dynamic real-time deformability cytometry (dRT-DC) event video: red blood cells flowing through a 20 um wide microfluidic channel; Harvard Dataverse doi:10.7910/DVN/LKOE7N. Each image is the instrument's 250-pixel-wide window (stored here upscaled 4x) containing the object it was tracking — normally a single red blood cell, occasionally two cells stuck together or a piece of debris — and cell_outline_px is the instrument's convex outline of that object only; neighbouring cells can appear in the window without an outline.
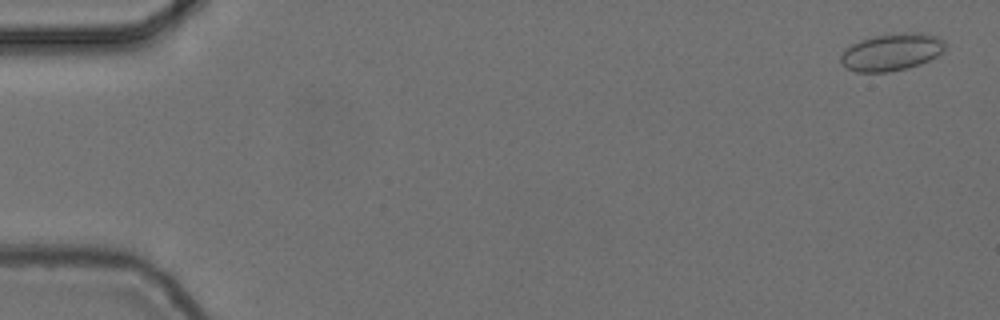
{"species": "common noctule bat (a hibernating species)", "species_latin": "Nyctalus noctula", "temperature_condition": "cold", "stored_images_in_passage": 56, "camera_frame_rate_fps": 3000, "um_per_image_px": 0.085, "animal": {"sex": "female", "body_mass_g": 24.6, "forearm_length_mm": 56.2}, "frame": {"image": 1, "passage_image": 2, "time_ms": 0.333, "image_size_px": [1000, 320], "cell_outline_px": [[944, 52], [920, 64], [908, 68], [888, 72], [856, 72], [844, 68], [840, 64], [840, 56], [844, 48], [860, 40], [872, 36], [904, 32], [920, 32], [940, 36], [944, 40]], "centroid_in_image_um": [75.76, 4.42], "position_along_channel_um": 9.2, "area_um2": 23.06}}
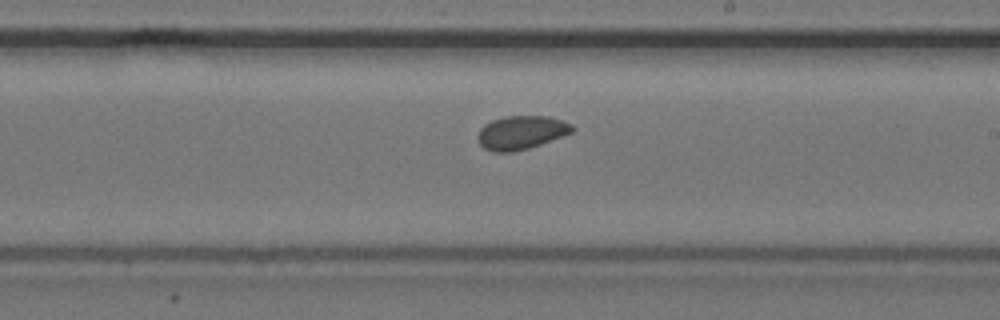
{"frame": {"image": 2, "passage_image": 33, "time_ms": 10.667, "image_size_px": [1000, 320], "cell_outline_px": [[576, 128], [572, 132], [540, 144], [528, 148], [512, 152], [492, 152], [484, 148], [480, 144], [480, 128], [484, 124], [492, 120], [504, 116], [548, 116], [564, 120], [572, 124]], "centroid_in_image_um": [44.33, 11.25], "position_along_channel_um": 244.7, "area_um2": 18.38}}
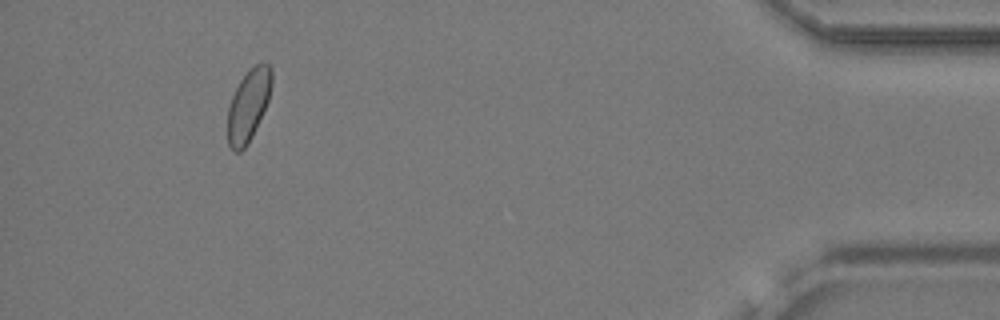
{"frame": {"image": 3, "passage_image": 52, "time_ms": 17.0, "image_size_px": [1000, 320], "cell_outline_px": [[272, 84], [268, 100], [252, 136], [248, 144], [240, 152], [232, 152], [228, 144], [228, 108], [232, 96], [240, 80], [248, 68], [256, 64], [268, 64], [272, 68]], "centroid_in_image_um": [21.1, 8.95], "position_along_channel_um": 414.1, "area_um2": 18.38}}